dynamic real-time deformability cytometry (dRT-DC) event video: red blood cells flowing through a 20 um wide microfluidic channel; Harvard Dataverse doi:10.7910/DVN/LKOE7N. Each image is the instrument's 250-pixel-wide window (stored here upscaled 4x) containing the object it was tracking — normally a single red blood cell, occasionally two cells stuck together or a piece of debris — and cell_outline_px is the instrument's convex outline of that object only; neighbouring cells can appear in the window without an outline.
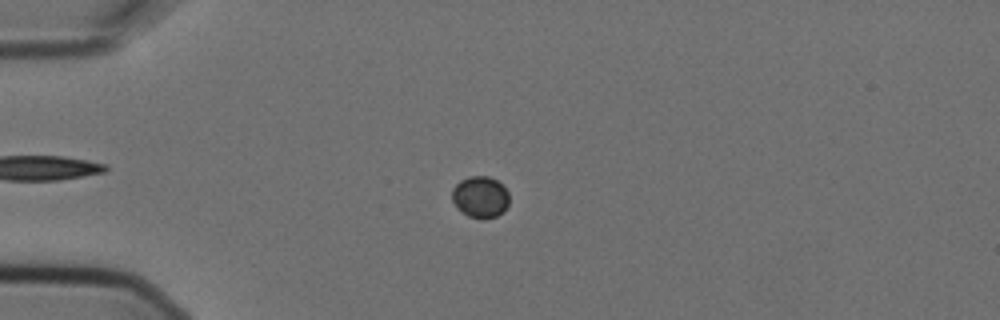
{"species": "Egyptian fruit bat (a non-hibernating species)", "species_latin": "Rousettus aegyptiacus", "temperature_condition": "cold", "stored_images_in_passage": 9, "camera_frame_rate_fps": 3000, "um_per_image_px": 0.085, "animal": {"sex": "female"}, "frame": {"image": 1, "passage_image": 4, "time_ms": 1.0, "image_size_px": [1000, 320], "cell_outline_px": [[508, 204], [504, 212], [496, 216], [484, 220], [480, 220], [468, 216], [460, 212], [456, 208], [452, 200], [452, 188], [460, 180], [468, 176], [488, 176], [496, 180], [508, 192]], "centroid_in_image_um": [40.79, 16.77], "position_along_channel_um": 44.2, "area_um2": 14.1}}
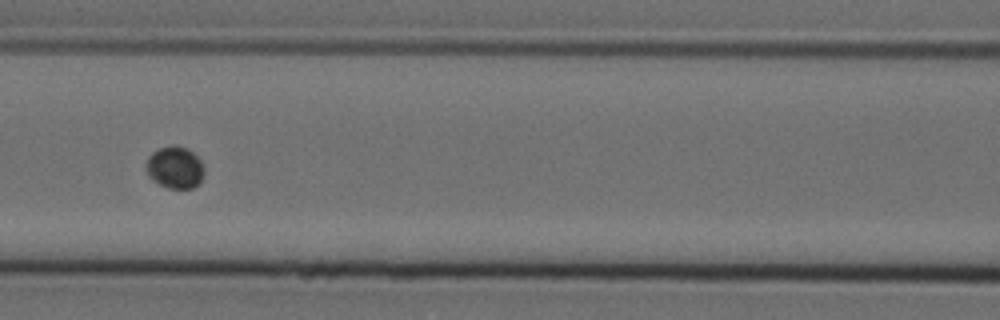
{"frame": {"image": 2, "passage_image": 7, "time_ms": 2.0, "image_size_px": [1000, 320], "cell_outline_px": [[204, 172], [200, 184], [192, 188], [168, 188], [152, 180], [148, 176], [148, 156], [152, 152], [160, 148], [176, 144], [188, 148], [200, 160], [204, 168]], "centroid_in_image_um": [14.9, 14.23], "position_along_channel_um": 151.7, "area_um2": 14.16}}
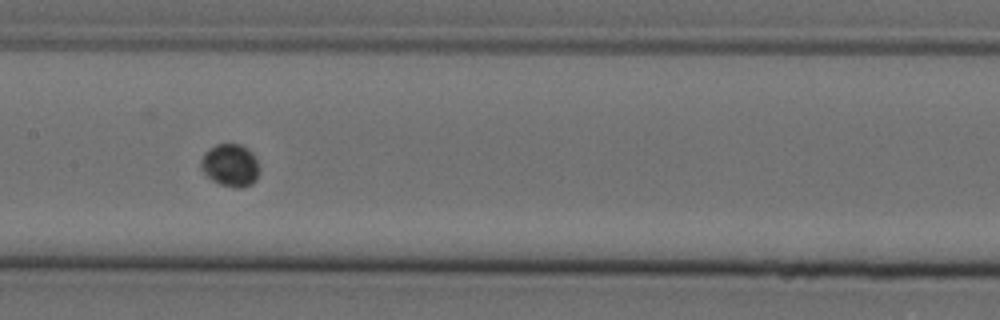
{"frame": {"image": 3, "passage_image": 8, "time_ms": 2.333, "image_size_px": [1000, 320], "cell_outline_px": [[260, 172], [256, 180], [252, 184], [240, 188], [232, 188], [220, 184], [212, 180], [200, 168], [200, 160], [204, 152], [208, 148], [216, 144], [240, 144], [248, 148], [252, 152], [260, 168]], "centroid_in_image_um": [19.58, 14.05], "position_along_channel_um": 187.8, "area_um2": 14.8}}